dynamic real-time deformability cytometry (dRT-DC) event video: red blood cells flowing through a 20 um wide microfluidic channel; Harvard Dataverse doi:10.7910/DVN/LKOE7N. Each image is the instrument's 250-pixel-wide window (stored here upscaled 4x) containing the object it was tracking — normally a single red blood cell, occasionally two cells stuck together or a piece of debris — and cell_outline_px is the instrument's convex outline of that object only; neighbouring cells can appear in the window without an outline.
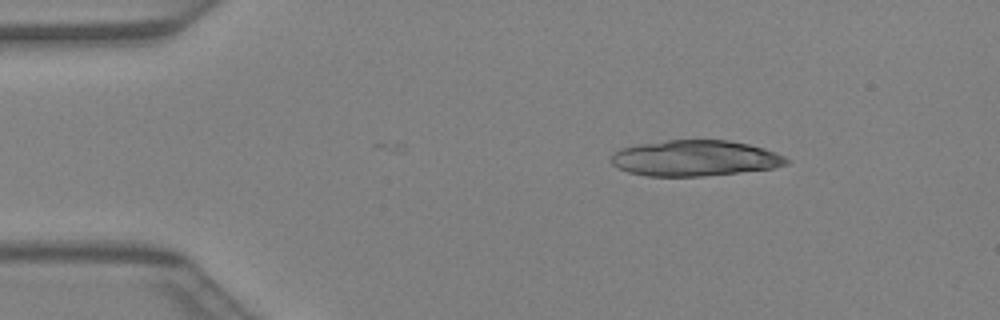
{"species": "Egyptian fruit bat (a non-hibernating species)", "species_latin": "Rousettus aegyptiacus", "temperature_condition": "warm", "stored_images_in_passage": 2, "camera_frame_rate_fps": 3000, "um_per_image_px": 0.085, "animal": {"sex": "female"}, "frame": {"image": 1, "passage_image": 1, "time_ms": 0.0, "image_size_px": [1000, 320], "cell_outline_px": [[788, 164], [772, 168], [704, 176], [648, 176], [628, 172], [612, 164], [608, 160], [612, 152], [620, 148], [636, 144], [668, 140], [728, 140], [748, 144], [764, 148], [776, 152], [784, 156], [788, 160]], "centroid_in_image_um": [59.01, 13.44], "position_along_channel_um": 26.0, "area_um2": 36.7}}